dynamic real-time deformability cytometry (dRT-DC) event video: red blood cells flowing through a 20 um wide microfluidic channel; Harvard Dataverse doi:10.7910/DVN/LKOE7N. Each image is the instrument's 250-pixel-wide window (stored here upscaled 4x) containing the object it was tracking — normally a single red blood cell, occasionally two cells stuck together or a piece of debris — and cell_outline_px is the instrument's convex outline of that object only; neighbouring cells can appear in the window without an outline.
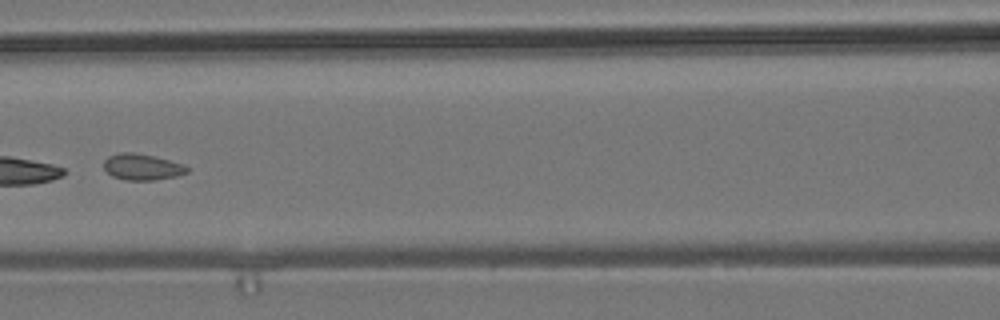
{"species": "common noctule bat (a hibernating species)", "species_latin": "Nyctalus noctula", "temperature_condition": "room temperature", "stored_images_in_passage": 9, "camera_frame_rate_fps": 3000, "um_per_image_px": 0.085, "animal": {"sex": "male", "body_mass_g": 19.2, "forearm_length_mm": 51.8}, "frame": {"image": 1, "passage_image": 7, "time_ms": 7.0, "image_size_px": [1000, 320], "cell_outline_px": [[188, 172], [176, 176], [152, 180], [124, 180], [112, 176], [104, 168], [104, 160], [108, 156], [120, 152], [136, 152], [156, 156], [184, 164], [188, 168]], "centroid_in_image_um": [12.08, 14.17], "position_along_channel_um": 154.5, "area_um2": 12.83}}
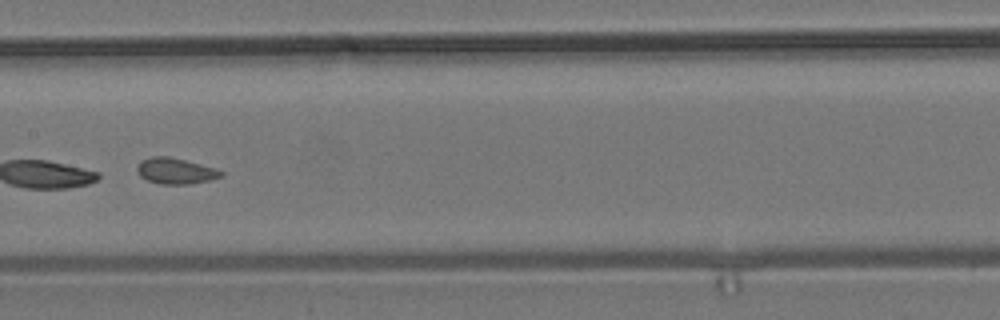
{"frame": {"image": 2, "passage_image": 8, "time_ms": 8.0, "image_size_px": [1000, 320], "cell_outline_px": [[224, 176], [208, 180], [188, 184], [160, 184], [148, 180], [140, 176], [136, 172], [136, 168], [140, 160], [152, 156], [168, 156], [200, 164], [224, 172]], "centroid_in_image_um": [14.87, 14.53], "position_along_channel_um": 192.5, "area_um2": 12.6}}
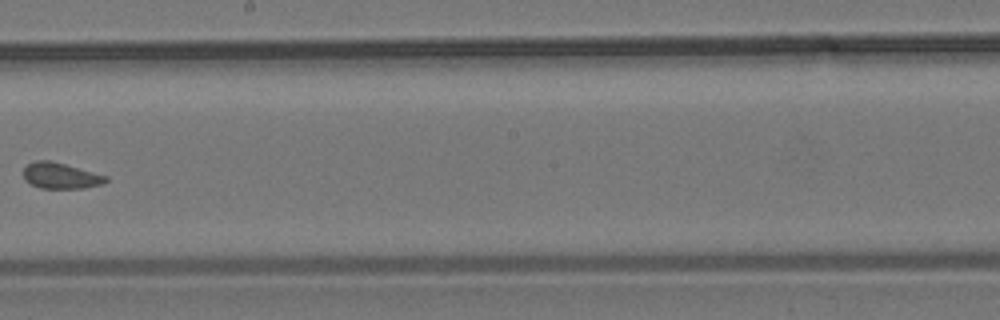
{"frame": {"image": 3, "passage_image": 9, "time_ms": 9.333, "image_size_px": [1000, 320], "cell_outline_px": [[108, 180], [100, 184], [84, 188], [40, 188], [24, 180], [24, 168], [28, 164], [36, 160], [48, 160], [64, 164], [108, 176]], "centroid_in_image_um": [5.14, 14.94], "position_along_channel_um": 243.1, "area_um2": 12.25}}